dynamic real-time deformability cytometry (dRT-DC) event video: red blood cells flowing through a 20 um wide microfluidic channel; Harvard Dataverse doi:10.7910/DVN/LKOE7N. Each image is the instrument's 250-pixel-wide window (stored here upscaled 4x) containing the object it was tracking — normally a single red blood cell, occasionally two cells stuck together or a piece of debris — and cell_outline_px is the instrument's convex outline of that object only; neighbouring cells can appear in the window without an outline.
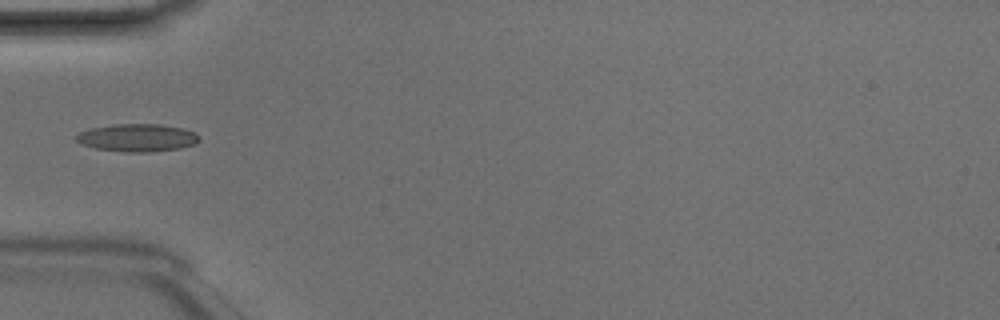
{"species": "Egyptian fruit bat (a non-hibernating species)", "species_latin": "Rousettus aegyptiacus", "temperature_condition": "room temperature", "stored_images_in_passage": 1, "camera_frame_rate_fps": 3000, "um_per_image_px": 0.085, "animal": {"sex": "male"}, "frame": {"image": 1, "passage_image": 1, "time_ms": 0.0, "image_size_px": [1000, 320], "cell_outline_px": [[200, 140], [196, 144], [180, 148], [148, 152], [128, 152], [96, 148], [80, 144], [76, 140], [76, 136], [80, 132], [88, 128], [116, 124], [160, 124], [180, 128], [196, 132], [200, 136]], "centroid_in_image_um": [11.69, 11.7], "position_along_channel_um": 73.3, "area_um2": 19.88}}